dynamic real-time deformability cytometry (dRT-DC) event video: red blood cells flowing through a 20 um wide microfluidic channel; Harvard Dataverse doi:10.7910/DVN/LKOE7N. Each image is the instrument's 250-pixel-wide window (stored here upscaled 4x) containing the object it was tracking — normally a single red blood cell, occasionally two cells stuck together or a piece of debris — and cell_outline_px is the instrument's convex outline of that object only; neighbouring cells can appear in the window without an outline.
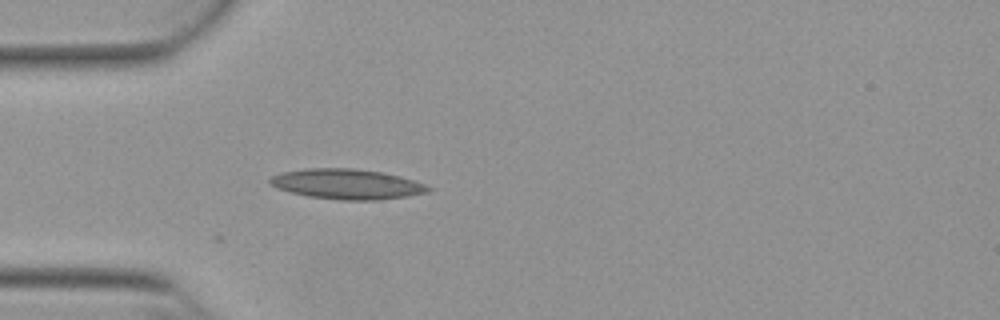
{"species": "Egyptian fruit bat (a non-hibernating species)", "species_latin": "Rousettus aegyptiacus", "temperature_condition": "warm", "stored_images_in_passage": 11, "camera_frame_rate_fps": 3000, "um_per_image_px": 0.085, "animal": {"sex": "female"}, "frame": {"image": 1, "passage_image": 1, "time_ms": 0.0, "image_size_px": [1000, 320], "cell_outline_px": [[432, 188], [428, 192], [408, 196], [380, 200], [340, 200], [308, 196], [276, 188], [268, 184], [268, 180], [272, 176], [280, 172], [304, 168], [352, 168], [384, 172], [400, 176], [424, 184]], "centroid_in_image_um": [29.46, 15.64], "position_along_channel_um": 55.5, "area_um2": 27.98}}
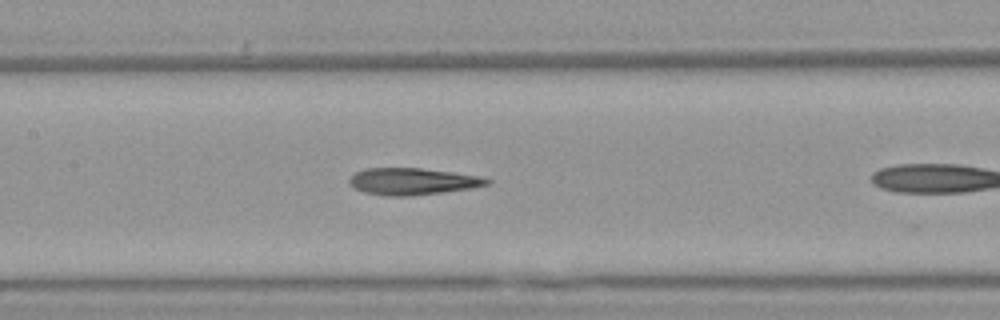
{"frame": {"image": 2, "passage_image": 7, "time_ms": 2.0, "image_size_px": [1000, 320], "cell_outline_px": [[492, 184], [472, 188], [444, 192], [408, 196], [384, 196], [364, 192], [348, 184], [348, 180], [356, 172], [364, 168], [420, 168], [452, 172], [480, 176], [492, 180]], "centroid_in_image_um": [35.08, 15.42], "position_along_channel_um": 172.3, "area_um2": 21.62}}
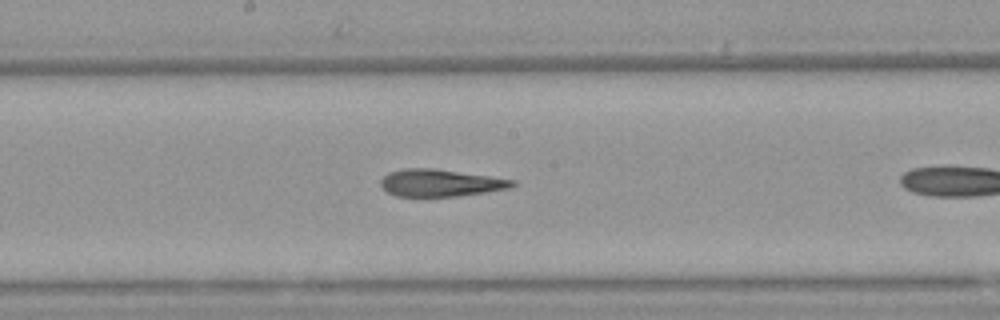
{"frame": {"image": 3, "passage_image": 10, "time_ms": 3.0, "image_size_px": [1000, 320], "cell_outline_px": [[516, 184], [508, 188], [484, 192], [456, 196], [396, 196], [388, 192], [380, 184], [380, 180], [388, 172], [400, 168], [436, 168], [516, 180]], "centroid_in_image_um": [37.4, 15.53], "position_along_channel_um": 210.8, "area_um2": 20.81}}